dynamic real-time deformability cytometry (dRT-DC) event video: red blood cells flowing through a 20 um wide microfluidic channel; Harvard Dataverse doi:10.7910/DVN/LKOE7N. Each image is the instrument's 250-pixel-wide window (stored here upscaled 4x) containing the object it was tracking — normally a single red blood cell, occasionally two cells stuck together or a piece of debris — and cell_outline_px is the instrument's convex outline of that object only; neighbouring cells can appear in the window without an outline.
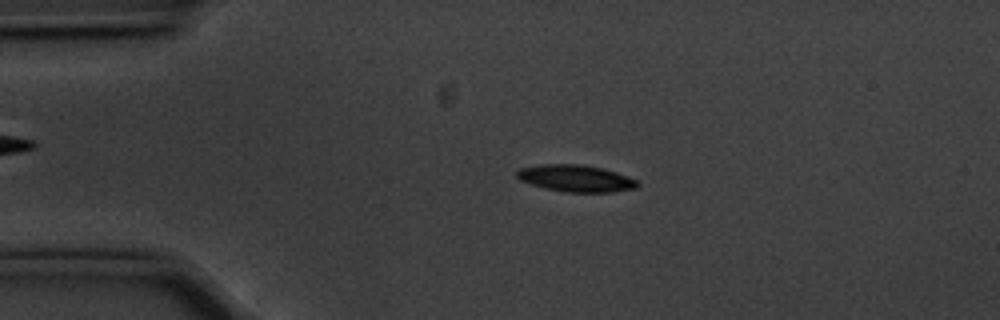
{"species": "common noctule bat (a hibernating species)", "species_latin": "Nyctalus noctula", "temperature_condition": "cold", "stored_images_in_passage": 55, "camera_frame_rate_fps": 3000, "um_per_image_px": 0.085, "animal": {"sex": "male", "body_mass_g": 20.1, "forearm_length_mm": 53.5}, "frame": {"image": 1, "passage_image": 11, "time_ms": 3.333, "image_size_px": [1000, 320], "cell_outline_px": [[640, 184], [636, 188], [612, 192], [568, 192], [544, 188], [520, 180], [516, 176], [516, 172], [520, 168], [540, 164], [584, 164], [604, 168], [640, 180]], "centroid_in_image_um": [48.99, 15.15], "position_along_channel_um": 36.0, "area_um2": 19.07}}
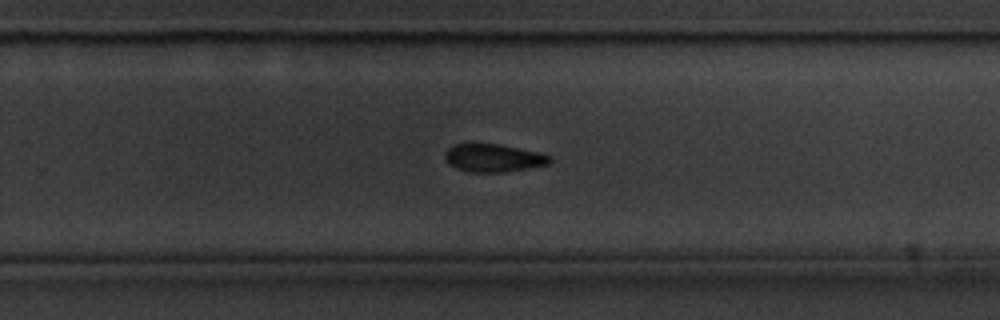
{"frame": {"image": 2, "passage_image": 35, "time_ms": 11.333, "image_size_px": [1000, 320], "cell_outline_px": [[552, 160], [548, 164], [504, 172], [468, 172], [456, 168], [448, 164], [444, 156], [444, 152], [452, 144], [472, 140], [500, 144], [540, 152], [552, 156]], "centroid_in_image_um": [41.86, 13.37], "position_along_channel_um": 287.9, "area_um2": 17.86}}
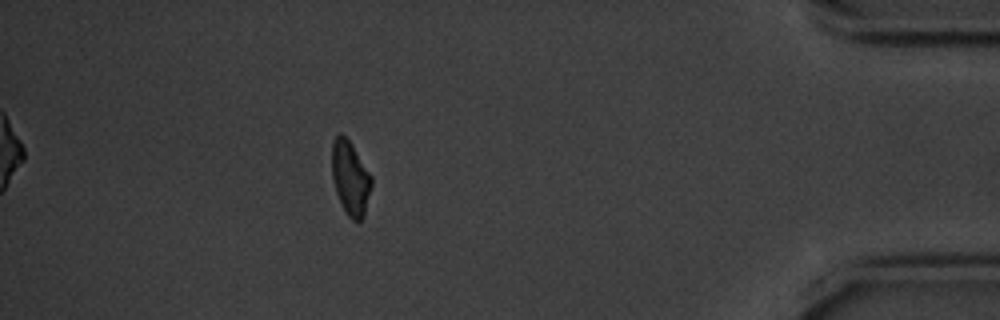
{"frame": {"image": 3, "passage_image": 49, "time_ms": 16.0, "image_size_px": [1000, 320], "cell_outline_px": [[372, 184], [364, 216], [360, 220], [352, 220], [348, 216], [340, 204], [336, 192], [332, 176], [332, 140], [340, 132], [352, 144], [372, 176]], "centroid_in_image_um": [29.77, 15.13], "position_along_channel_um": 405.4, "area_um2": 17.11}, "authors_computed_cell_mechanics": {"area_um2": 18.0336, "velocity_mm_per_s": 3.5581, "shape_relaxation_time_tau1_ms": 2.2259, "shape_relaxation_time_tau2_ms": null, "deformation_change_tau1": 0.0949, "deformation_change_tau2": null}}